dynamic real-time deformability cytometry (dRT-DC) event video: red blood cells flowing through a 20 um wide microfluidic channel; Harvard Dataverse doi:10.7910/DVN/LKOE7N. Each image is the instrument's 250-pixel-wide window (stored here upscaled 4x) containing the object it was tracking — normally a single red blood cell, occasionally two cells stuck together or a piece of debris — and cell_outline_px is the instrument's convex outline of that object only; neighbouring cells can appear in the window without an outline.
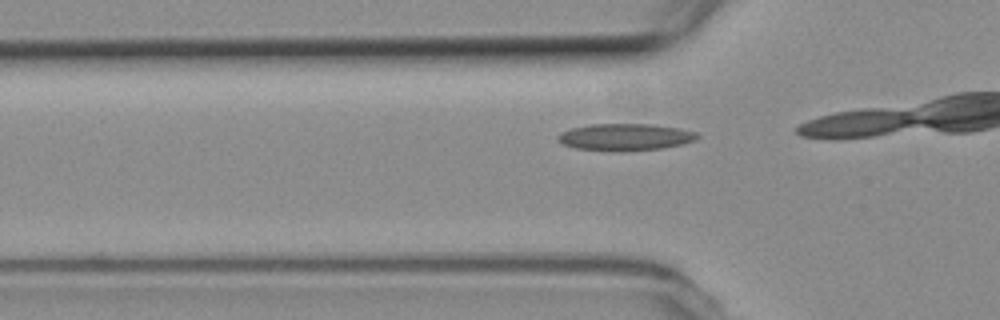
{"species": "common noctule bat (a hibernating species)", "species_latin": "Nyctalus noctula", "temperature_condition": "room temperature", "stored_images_in_passage": 8, "camera_frame_rate_fps": 3000, "um_per_image_px": 0.085, "animal": {"sex": "female", "body_mass_g": 19.3, "forearm_length_mm": 54.1}, "frame": {"image": 1, "passage_image": 6, "time_ms": 1.667, "image_size_px": [1000, 320], "cell_outline_px": [[700, 136], [696, 140], [684, 144], [660, 148], [576, 148], [560, 144], [556, 140], [556, 136], [560, 132], [572, 128], [592, 124], [652, 124], [676, 128], [696, 132]], "centroid_in_image_um": [53.13, 11.6], "position_along_channel_um": 72.7, "area_um2": 20.81}}